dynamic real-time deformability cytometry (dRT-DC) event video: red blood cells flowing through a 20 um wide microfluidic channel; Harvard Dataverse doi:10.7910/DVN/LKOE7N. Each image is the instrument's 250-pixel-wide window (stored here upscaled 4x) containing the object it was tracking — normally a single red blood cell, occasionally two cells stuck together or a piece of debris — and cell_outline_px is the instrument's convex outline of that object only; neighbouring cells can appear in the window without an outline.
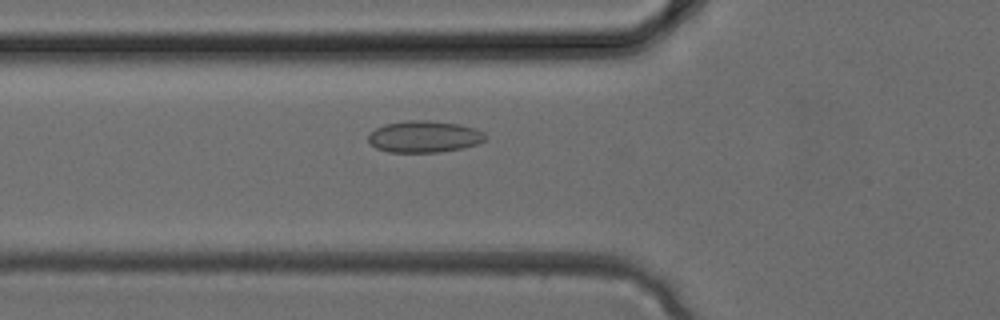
{"species": "common noctule bat (a hibernating species)", "species_latin": "Nyctalus noctula", "temperature_condition": "cold", "stored_images_in_passage": 3, "camera_frame_rate_fps": 3000, "um_per_image_px": 0.085, "animal": {"sex": "female", "body_mass_g": 24.6, "forearm_length_mm": 56.2}, "frame": {"image": 1, "passage_image": 3, "time_ms": 0.667, "image_size_px": [1000, 320], "cell_outline_px": [[488, 136], [484, 140], [476, 144], [464, 148], [436, 152], [388, 152], [376, 148], [368, 140], [368, 136], [376, 128], [384, 124], [408, 120], [428, 120], [460, 124], [476, 128], [484, 132]], "centroid_in_image_um": [36.08, 11.61], "position_along_channel_um": 89.7, "area_um2": 21.68}}